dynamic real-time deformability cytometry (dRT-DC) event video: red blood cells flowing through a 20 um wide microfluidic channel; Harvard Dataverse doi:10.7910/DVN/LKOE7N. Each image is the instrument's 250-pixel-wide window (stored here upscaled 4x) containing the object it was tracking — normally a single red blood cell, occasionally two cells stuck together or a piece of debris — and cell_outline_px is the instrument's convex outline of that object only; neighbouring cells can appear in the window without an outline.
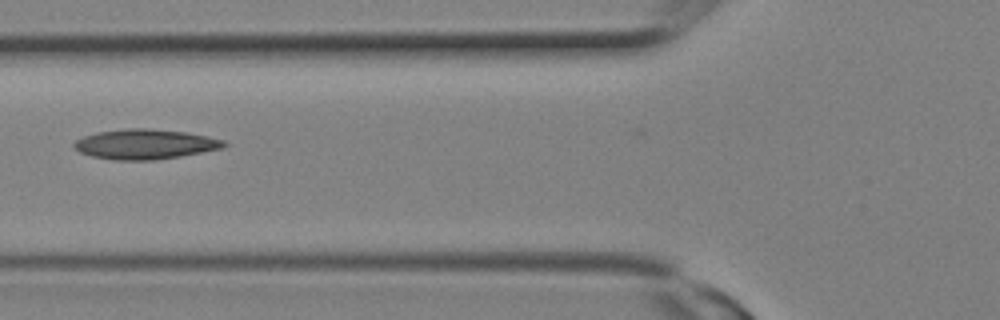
{"species": "Egyptian fruit bat (a non-hibernating species)", "species_latin": "Rousettus aegyptiacus", "temperature_condition": "room temperature", "stored_images_in_passage": 11, "camera_frame_rate_fps": 3000, "um_per_image_px": 0.085, "animal": {"sex": "female"}, "frame": {"image": 1, "passage_image": 10, "time_ms": 3.0, "image_size_px": [1000, 320], "cell_outline_px": [[228, 144], [224, 148], [180, 156], [152, 160], [112, 160], [92, 156], [80, 152], [72, 144], [76, 140], [84, 136], [96, 132], [128, 128], [148, 128], [188, 132], [208, 136], [224, 140]], "centroid_in_image_um": [12.35, 12.25], "position_along_channel_um": 113.4, "area_um2": 26.24}}